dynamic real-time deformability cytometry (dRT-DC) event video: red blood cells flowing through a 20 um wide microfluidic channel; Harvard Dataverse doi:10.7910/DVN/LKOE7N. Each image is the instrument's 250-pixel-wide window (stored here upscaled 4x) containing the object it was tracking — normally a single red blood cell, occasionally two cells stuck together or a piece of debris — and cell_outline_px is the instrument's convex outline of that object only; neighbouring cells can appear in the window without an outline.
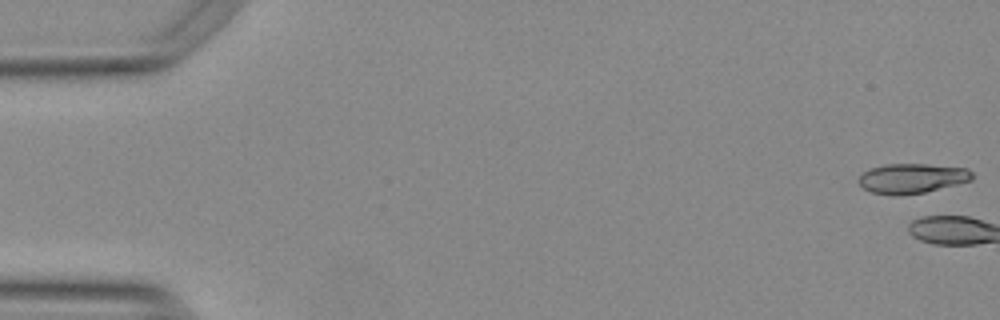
{"species": "Egyptian fruit bat (a non-hibernating species)", "species_latin": "Rousettus aegyptiacus", "temperature_condition": "warm", "stored_images_in_passage": 3, "camera_frame_rate_fps": 3000, "um_per_image_px": 0.085, "animal": {"sex": "female"}, "frame": {"image": 1, "passage_image": 1, "time_ms": 0.0, "image_size_px": [1000, 320], "cell_outline_px": [[972, 180], [924, 192], [900, 196], [892, 196], [872, 192], [864, 188], [860, 184], [860, 176], [864, 172], [872, 168], [884, 164], [928, 164], [968, 168], [972, 172]], "centroid_in_image_um": [77.53, 15.16], "position_along_channel_um": 7.5, "area_um2": 19.59}}